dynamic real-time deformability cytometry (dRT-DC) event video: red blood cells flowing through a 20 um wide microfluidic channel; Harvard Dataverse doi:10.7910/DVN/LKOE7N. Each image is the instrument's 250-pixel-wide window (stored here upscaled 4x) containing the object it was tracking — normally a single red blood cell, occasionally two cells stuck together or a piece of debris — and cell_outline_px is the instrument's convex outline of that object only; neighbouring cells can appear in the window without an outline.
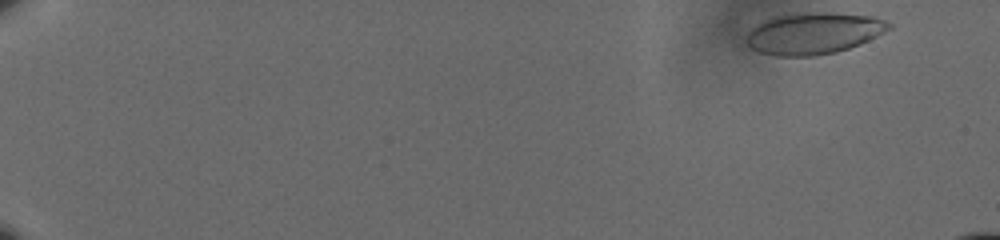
{"species": "human", "species_latin": "Homo sapiens", "temperature_condition": "cold", "stored_images_in_passage": 58, "camera_frame_rate_fps": 3000, "um_per_image_px": 0.085, "donor": {"sex": "male"}, "frame": {"image": 1, "passage_image": 2, "time_ms": 0.333, "image_size_px": [1000, 240], "cell_outline_px": [[892, 28], [860, 44], [836, 52], [812, 56], [776, 56], [760, 52], [752, 48], [748, 44], [748, 32], [752, 28], [764, 20], [776, 16], [808, 12], [832, 12], [872, 16], [884, 20], [892, 24]], "centroid_in_image_um": [69.19, 2.82], "position_along_channel_um": 15.8, "area_um2": 34.33}}
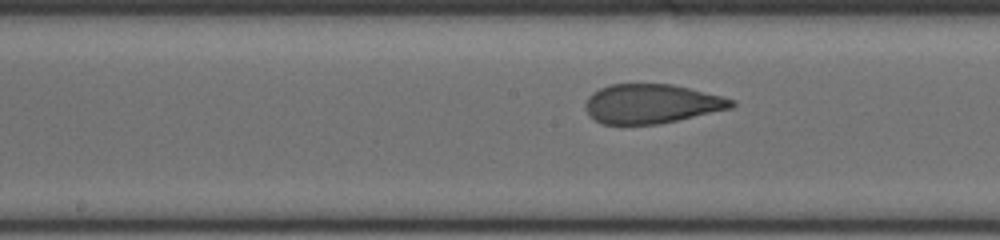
{"frame": {"image": 2, "passage_image": 32, "time_ms": 10.333, "image_size_px": [1000, 240], "cell_outline_px": [[736, 104], [732, 108], [676, 120], [656, 124], [604, 124], [596, 120], [588, 112], [584, 104], [588, 96], [592, 92], [600, 88], [612, 84], [672, 84], [736, 100]], "centroid_in_image_um": [55.37, 8.81], "position_along_channel_um": 192.8, "area_um2": 33.06}}
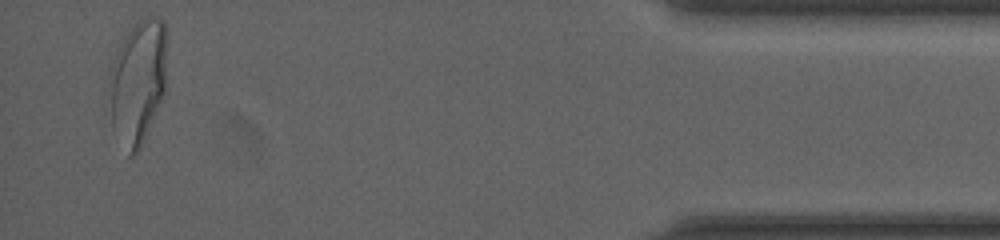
{"frame": {"image": 3, "passage_image": 56, "time_ms": 18.333, "image_size_px": [1000, 240], "cell_outline_px": [[164, 96], [144, 140], [140, 148], [132, 156], [128, 156], [112, 128], [108, 80], [112, 64], [120, 44], [124, 36], [140, 20], [148, 16], [156, 16], [164, 20]], "centroid_in_image_um": [11.68, 7.01], "position_along_channel_um": 423.5, "area_um2": 41.33}}